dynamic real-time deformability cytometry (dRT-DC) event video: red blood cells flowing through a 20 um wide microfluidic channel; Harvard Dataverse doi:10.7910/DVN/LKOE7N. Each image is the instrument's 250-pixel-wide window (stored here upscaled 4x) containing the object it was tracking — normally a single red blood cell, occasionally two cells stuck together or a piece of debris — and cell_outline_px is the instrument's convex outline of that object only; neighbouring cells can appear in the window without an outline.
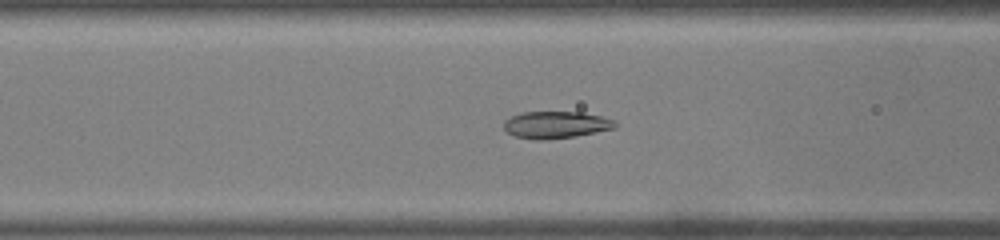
{"species": "common noctule bat (a hibernating species)", "species_latin": "Nyctalus noctula", "temperature_condition": "warm", "stored_images_in_passage": 50, "camera_frame_rate_fps": 3000, "um_per_image_px": 0.085, "animal": {"sex": "male", "body_mass_g": 19.0, "forearm_length_mm": 50.8}, "frame": {"image": 1, "passage_image": 20, "time_ms": 6.333, "image_size_px": [1000, 240], "cell_outline_px": [[616, 128], [576, 136], [540, 140], [536, 140], [516, 136], [508, 132], [504, 128], [504, 120], [520, 112], [580, 112], [600, 116], [612, 120], [616, 124]], "centroid_in_image_um": [47.23, 10.6], "position_along_channel_um": 119.4, "area_um2": 17.34}}
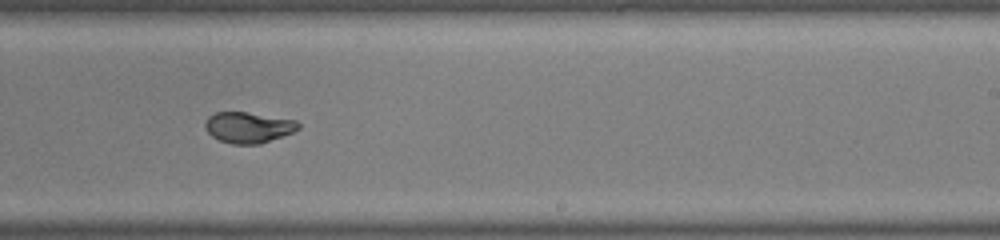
{"frame": {"image": 2, "passage_image": 31, "time_ms": 10.0, "image_size_px": [1000, 240], "cell_outline_px": [[300, 128], [292, 132], [260, 144], [232, 144], [220, 140], [212, 136], [204, 128], [204, 120], [208, 116], [216, 112], [244, 112], [296, 120], [300, 124]], "centroid_in_image_um": [21.07, 10.83], "position_along_channel_um": 267.9, "area_um2": 16.7}}
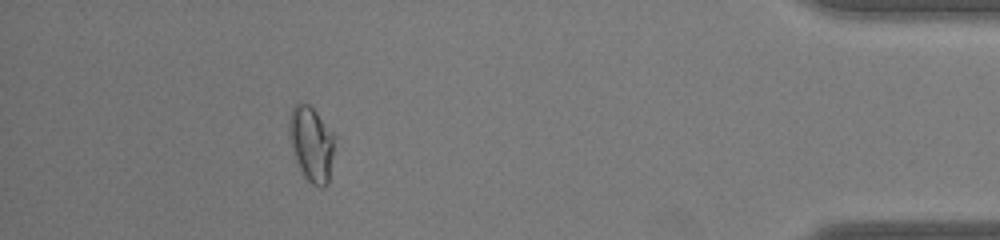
{"frame": {"image": 3, "passage_image": 45, "time_ms": 14.667, "image_size_px": [1000, 240], "cell_outline_px": [[336, 136], [328, 184], [324, 188], [320, 188], [312, 184], [304, 176], [300, 168], [288, 132], [288, 120], [292, 108], [300, 100], [308, 104], [316, 112]], "centroid_in_image_um": [26.49, 12.21], "position_along_channel_um": 408.7, "area_um2": 19.83}, "authors_computed_cell_mechanics": {"area_um2": 17.9758, "velocity_mm_per_s": 4.0604, "shape_relaxation_time_tau1_ms": 9.5146, "shape_relaxation_time_tau2_ms": null, "deformation_change_tau1": 0.3106, "deformation_change_tau2": null}}